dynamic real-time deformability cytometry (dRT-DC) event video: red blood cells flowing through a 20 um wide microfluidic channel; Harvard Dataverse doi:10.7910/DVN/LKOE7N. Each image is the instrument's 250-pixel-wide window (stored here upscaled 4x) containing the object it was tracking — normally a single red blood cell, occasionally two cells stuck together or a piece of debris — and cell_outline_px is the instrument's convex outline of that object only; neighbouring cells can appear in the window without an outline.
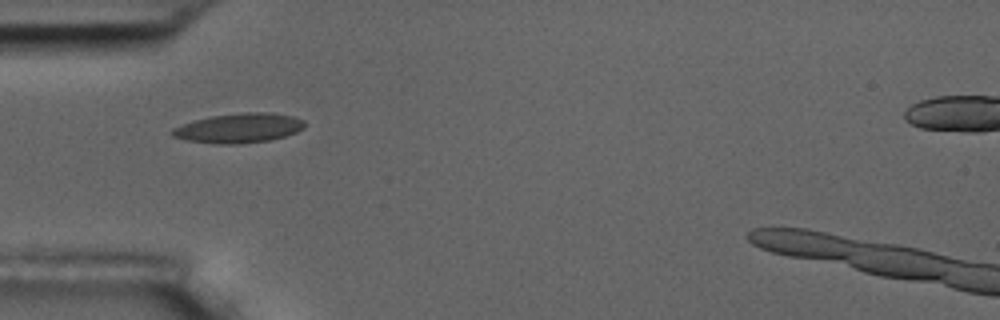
{"species": "common noctule bat (a hibernating species)", "species_latin": "Nyctalus noctula", "temperature_condition": "room temperature", "stored_images_in_passage": 6, "camera_frame_rate_fps": 3000, "um_per_image_px": 0.085, "animal": {"sex": "male", "body_mass_g": 17.5, "forearm_length_mm": 52.3}, "frame": {"image": 1, "passage_image": 1, "time_ms": 0.0, "image_size_px": [1000, 320], "cell_outline_px": [[304, 128], [296, 132], [272, 140], [236, 144], [216, 144], [188, 140], [172, 136], [168, 132], [172, 128], [180, 124], [212, 116], [244, 112], [268, 112], [292, 116], [304, 120]], "centroid_in_image_um": [20.28, 10.89], "position_along_channel_um": 64.7, "area_um2": 22.83}}
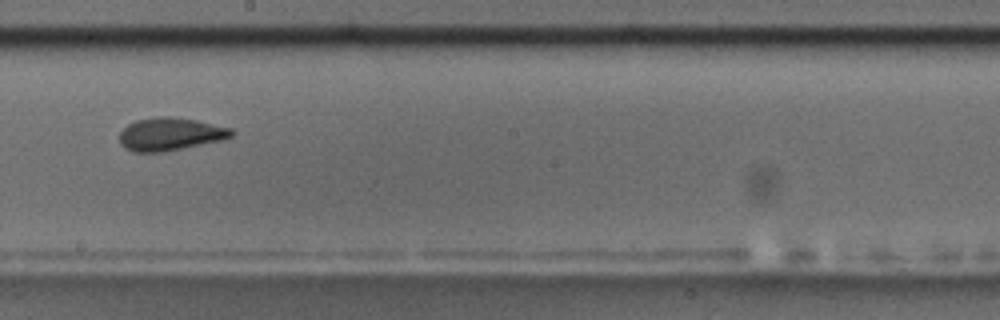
{"frame": {"image": 2, "passage_image": 5, "time_ms": 4.667, "image_size_px": [1000, 320], "cell_outline_px": [[236, 132], [232, 136], [220, 140], [160, 152], [132, 152], [124, 148], [120, 144], [120, 132], [128, 124], [136, 120], [160, 116], [168, 116], [196, 120], [232, 128]], "centroid_in_image_um": [14.45, 11.39], "position_along_channel_um": 233.8, "area_um2": 21.27}}
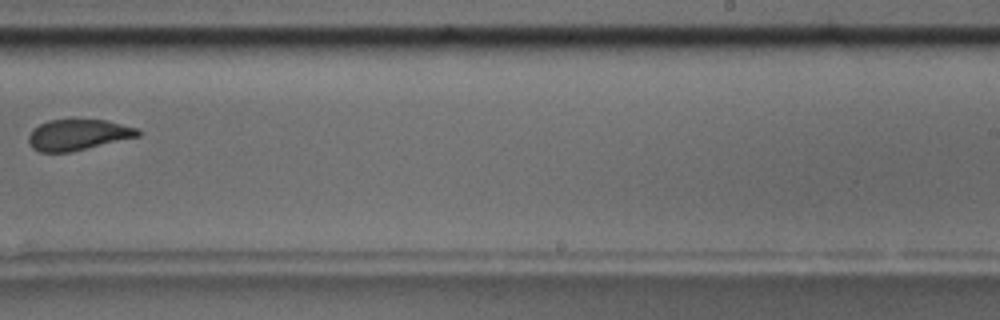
{"frame": {"image": 3, "passage_image": 6, "time_ms": 6.0, "image_size_px": [1000, 320], "cell_outline_px": [[140, 136], [68, 152], [40, 152], [32, 148], [28, 140], [28, 136], [40, 124], [48, 120], [108, 120], [140, 128]], "centroid_in_image_um": [6.67, 11.45], "position_along_channel_um": 282.3, "area_um2": 19.48}}